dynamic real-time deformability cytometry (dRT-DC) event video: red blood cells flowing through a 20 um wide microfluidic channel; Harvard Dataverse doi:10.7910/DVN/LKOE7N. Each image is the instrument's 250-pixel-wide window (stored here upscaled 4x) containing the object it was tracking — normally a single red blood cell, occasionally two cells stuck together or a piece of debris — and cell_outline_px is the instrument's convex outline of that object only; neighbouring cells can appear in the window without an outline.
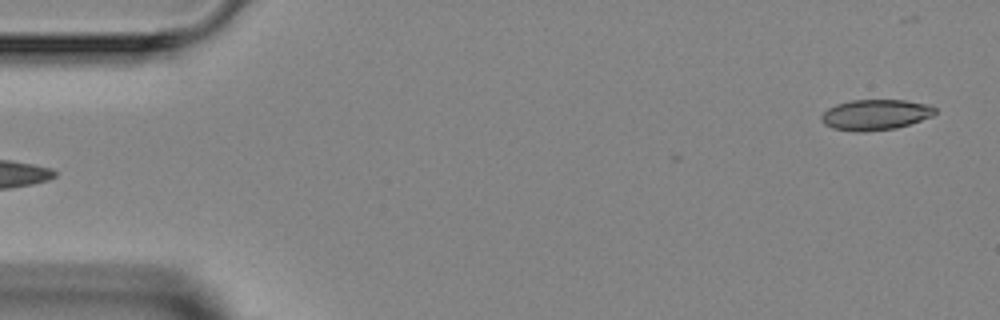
{"species": "Egyptian fruit bat (a non-hibernating species)", "species_latin": "Rousettus aegyptiacus", "temperature_condition": "room temperature", "stored_images_in_passage": 4, "camera_frame_rate_fps": 3000, "um_per_image_px": 0.085, "animal": {"sex": "female"}, "frame": {"image": 1, "passage_image": 4, "time_ms": 3.333, "image_size_px": [1000, 320], "cell_outline_px": [[936, 112], [932, 116], [896, 128], [864, 132], [856, 132], [832, 128], [824, 124], [820, 120], [820, 116], [828, 108], [836, 104], [852, 100], [904, 100], [928, 104], [936, 108]], "centroid_in_image_um": [74.38, 9.75], "position_along_channel_um": 10.6, "area_um2": 20.29}}